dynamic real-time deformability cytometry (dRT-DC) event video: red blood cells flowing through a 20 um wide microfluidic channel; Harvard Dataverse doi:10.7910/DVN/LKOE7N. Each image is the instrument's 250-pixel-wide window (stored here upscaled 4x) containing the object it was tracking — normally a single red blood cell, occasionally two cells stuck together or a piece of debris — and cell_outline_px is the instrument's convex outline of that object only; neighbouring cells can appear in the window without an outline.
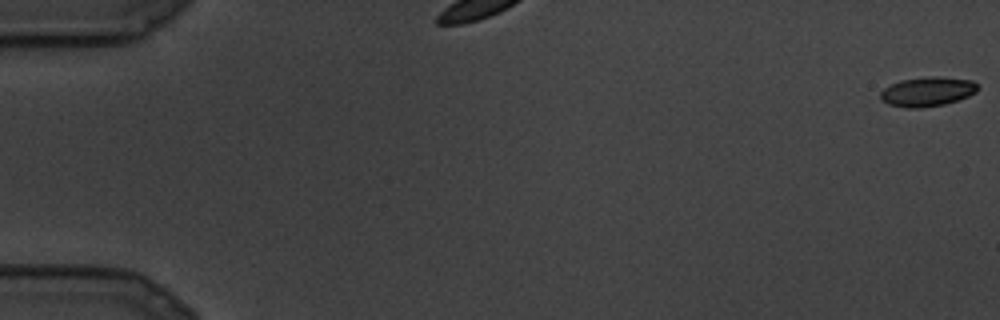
{"species": "common noctule bat (a hibernating species)", "species_latin": "Nyctalus noctula", "temperature_condition": "cold", "stored_images_in_passage": 18, "camera_frame_rate_fps": 3000, "um_per_image_px": 0.085, "animal": {"sex": "male", "body_mass_g": 19.5, "forearm_length_mm": 54.6}, "frame": {"image": 1, "passage_image": 1, "time_ms": 0.0, "image_size_px": [1000, 320], "cell_outline_px": [[980, 88], [976, 92], [968, 96], [944, 104], [920, 108], [908, 108], [888, 104], [880, 100], [880, 92], [884, 88], [900, 80], [928, 76], [940, 76], [972, 80]], "centroid_in_image_um": [78.82, 7.78], "position_along_channel_um": 6.2, "area_um2": 16.76}}
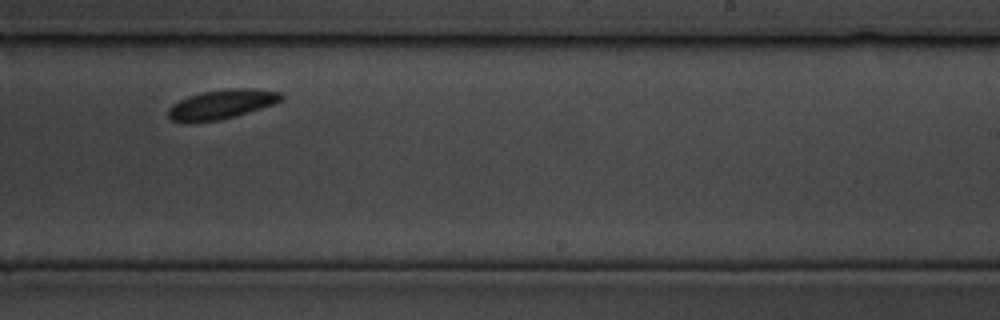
{"frame": {"image": 2, "passage_image": 12, "time_ms": 3.667, "image_size_px": [1000, 320], "cell_outline_px": [[284, 100], [236, 116], [220, 120], [172, 120], [168, 116], [168, 108], [172, 104], [188, 96], [204, 92], [232, 88], [248, 88], [280, 92], [284, 96]], "centroid_in_image_um": [18.89, 8.84], "position_along_channel_um": 270.1, "area_um2": 18.73}}
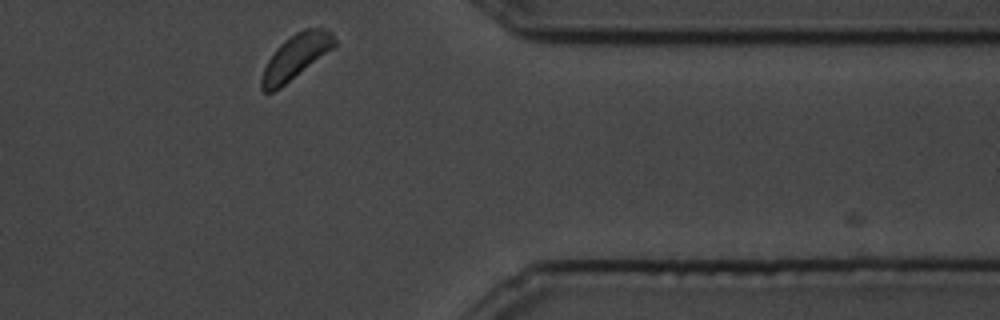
{"frame": {"image": 3, "passage_image": 18, "time_ms": 5.667, "image_size_px": [1000, 320], "cell_outline_px": [[336, 44], [332, 48], [280, 88], [272, 92], [264, 92], [260, 88], [260, 80], [264, 68], [268, 60], [276, 48], [284, 40], [296, 32], [304, 28], [324, 28], [332, 32], [336, 40]], "centroid_in_image_um": [25.11, 4.81], "position_along_channel_um": 386.3, "area_um2": 18.67}}